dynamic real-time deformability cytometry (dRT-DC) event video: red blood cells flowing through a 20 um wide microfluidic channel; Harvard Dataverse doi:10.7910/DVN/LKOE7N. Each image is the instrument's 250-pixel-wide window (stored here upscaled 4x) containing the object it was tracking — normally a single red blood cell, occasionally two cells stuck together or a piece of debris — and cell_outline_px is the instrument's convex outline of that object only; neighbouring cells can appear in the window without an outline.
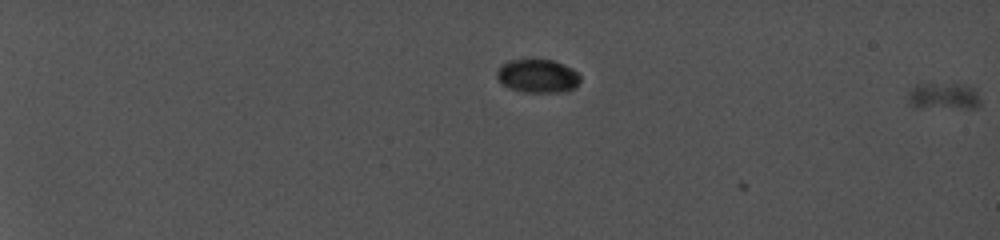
{"species": "common noctule bat (a hibernating species)", "species_latin": "Nyctalus noctula", "temperature_condition": "cold", "stored_images_in_passage": 2, "camera_frame_rate_fps": 5000, "um_per_image_px": 0.085, "animal": {"sex": "female", "body_mass_g": 19.0, "forearm_length_mm": 56.7}, "frame": {"image": 1, "passage_image": 2, "time_ms": 0.4, "image_size_px": [1000, 240], "cell_outline_px": [[980, 104], [976, 108], [912, 108], [908, 100], [908, 92], [916, 84], [968, 84], [976, 88], [980, 100]], "centroid_in_image_um": [80.21, 8.19], "position_along_channel_um": 4.8, "area_um2": 11.68}}